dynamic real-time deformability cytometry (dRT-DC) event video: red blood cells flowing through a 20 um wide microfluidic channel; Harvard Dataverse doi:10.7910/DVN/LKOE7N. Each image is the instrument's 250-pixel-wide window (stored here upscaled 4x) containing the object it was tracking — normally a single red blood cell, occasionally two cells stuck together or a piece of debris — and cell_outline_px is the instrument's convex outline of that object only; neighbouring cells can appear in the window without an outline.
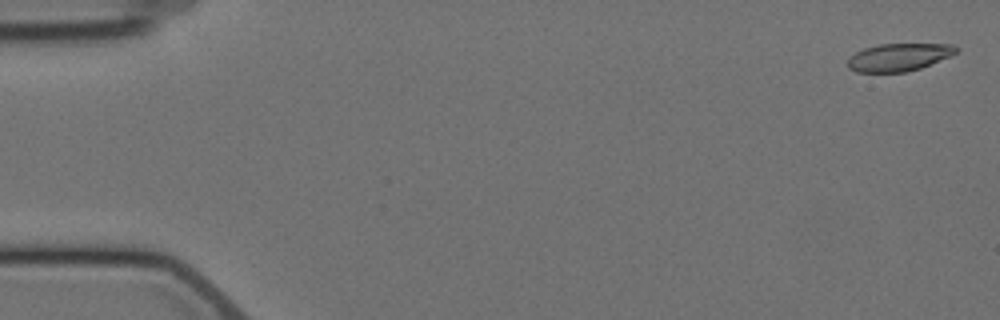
{"species": "Egyptian fruit bat (a non-hibernating species)", "species_latin": "Rousettus aegyptiacus", "temperature_condition": "cold", "stored_images_in_passage": 5, "camera_frame_rate_fps": 3000, "um_per_image_px": 0.085, "animal": {"sex": "female"}, "frame": {"image": 1, "passage_image": 1, "time_ms": 0.0, "image_size_px": [1000, 320], "cell_outline_px": [[956, 52], [948, 56], [920, 68], [904, 72], [856, 72], [848, 68], [848, 60], [856, 52], [864, 48], [880, 44], [952, 44], [956, 48]], "centroid_in_image_um": [76.35, 4.86], "position_along_channel_um": 8.7, "area_um2": 17.11}}